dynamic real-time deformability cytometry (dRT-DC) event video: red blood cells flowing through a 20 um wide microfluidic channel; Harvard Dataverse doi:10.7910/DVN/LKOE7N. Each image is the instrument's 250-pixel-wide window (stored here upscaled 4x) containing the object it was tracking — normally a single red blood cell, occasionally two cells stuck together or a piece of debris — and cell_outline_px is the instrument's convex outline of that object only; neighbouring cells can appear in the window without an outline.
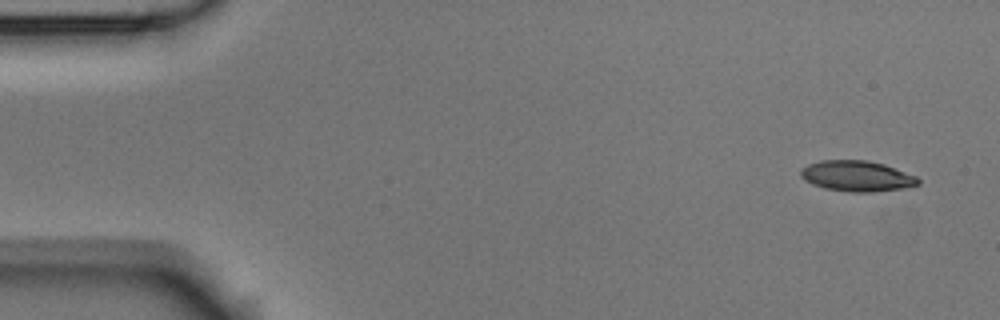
{"species": "Egyptian fruit bat (a non-hibernating species)", "species_latin": "Rousettus aegyptiacus", "temperature_condition": "room temperature", "stored_images_in_passage": 5, "camera_frame_rate_fps": 3000, "um_per_image_px": 0.085, "animal": {"sex": "male"}, "frame": {"image": 1, "passage_image": 1, "time_ms": 0.0, "image_size_px": [1000, 320], "cell_outline_px": [[920, 184], [904, 188], [872, 192], [852, 192], [824, 188], [812, 184], [804, 180], [800, 176], [800, 168], [808, 164], [820, 160], [868, 160], [884, 164], [916, 176], [920, 180]], "centroid_in_image_um": [72.81, 14.96], "position_along_channel_um": 12.2, "area_um2": 21.1}}